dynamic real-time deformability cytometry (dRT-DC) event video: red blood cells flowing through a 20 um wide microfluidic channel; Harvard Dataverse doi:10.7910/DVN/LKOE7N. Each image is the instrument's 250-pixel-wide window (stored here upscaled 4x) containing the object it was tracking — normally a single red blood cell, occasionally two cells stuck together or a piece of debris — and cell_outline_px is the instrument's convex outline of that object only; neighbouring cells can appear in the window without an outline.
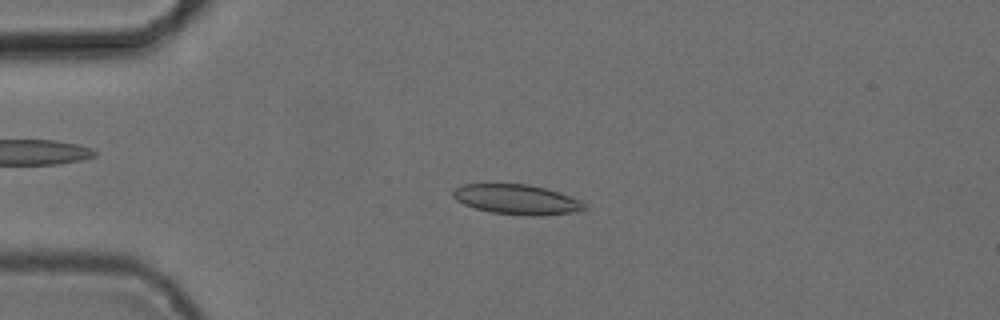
{"species": "common noctule bat (a hibernating species)", "species_latin": "Nyctalus noctula", "temperature_condition": "cold", "stored_images_in_passage": 4, "camera_frame_rate_fps": 3000, "um_per_image_px": 0.085, "animal": {"sex": "female", "body_mass_g": 24.6, "forearm_length_mm": 56.2}, "frame": {"image": 1, "passage_image": 3, "time_ms": 0.667, "image_size_px": [1000, 320], "cell_outline_px": [[588, 208], [572, 212], [540, 216], [532, 216], [492, 212], [476, 208], [464, 204], [456, 200], [452, 196], [452, 188], [460, 184], [528, 184], [560, 192], [584, 204]], "centroid_in_image_um": [43.85, 16.94], "position_along_channel_um": 41.1, "area_um2": 22.72}}